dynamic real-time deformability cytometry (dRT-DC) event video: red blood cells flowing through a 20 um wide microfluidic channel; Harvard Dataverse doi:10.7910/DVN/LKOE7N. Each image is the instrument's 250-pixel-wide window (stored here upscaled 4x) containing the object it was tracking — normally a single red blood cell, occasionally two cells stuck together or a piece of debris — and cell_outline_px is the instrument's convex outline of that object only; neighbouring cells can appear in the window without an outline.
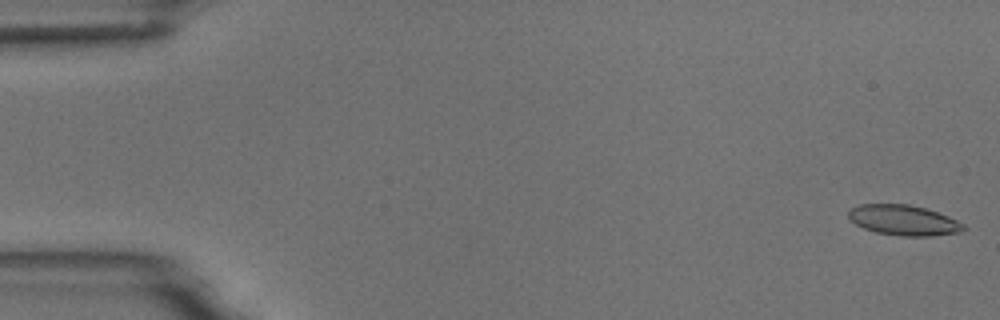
{"species": "common noctule bat (a hibernating species)", "species_latin": "Nyctalus noctula", "temperature_condition": "room temperature", "stored_images_in_passage": 5, "camera_frame_rate_fps": 3000, "um_per_image_px": 0.085, "animal": {"sex": "male", "body_mass_g": 18.8}, "frame": {"image": 1, "passage_image": 1, "time_ms": 0.0, "image_size_px": [1000, 320], "cell_outline_px": [[968, 228], [960, 232], [932, 236], [900, 236], [876, 232], [864, 228], [856, 224], [848, 216], [848, 212], [852, 208], [860, 204], [908, 204], [924, 208], [948, 216], [964, 224]], "centroid_in_image_um": [76.83, 18.72], "position_along_channel_um": 8.2, "area_um2": 20.23}}
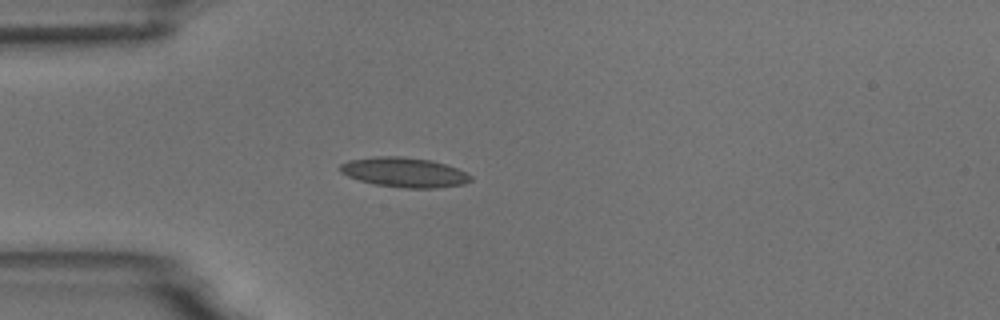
{"frame": {"image": 2, "passage_image": 5, "time_ms": 4.667, "image_size_px": [1000, 320], "cell_outline_px": [[472, 180], [464, 184], [436, 188], [404, 188], [376, 184], [360, 180], [348, 176], [340, 172], [340, 164], [348, 160], [376, 156], [400, 156], [432, 160], [456, 168], [472, 176]], "centroid_in_image_um": [34.36, 14.64], "position_along_channel_um": 50.6, "area_um2": 22.54}}